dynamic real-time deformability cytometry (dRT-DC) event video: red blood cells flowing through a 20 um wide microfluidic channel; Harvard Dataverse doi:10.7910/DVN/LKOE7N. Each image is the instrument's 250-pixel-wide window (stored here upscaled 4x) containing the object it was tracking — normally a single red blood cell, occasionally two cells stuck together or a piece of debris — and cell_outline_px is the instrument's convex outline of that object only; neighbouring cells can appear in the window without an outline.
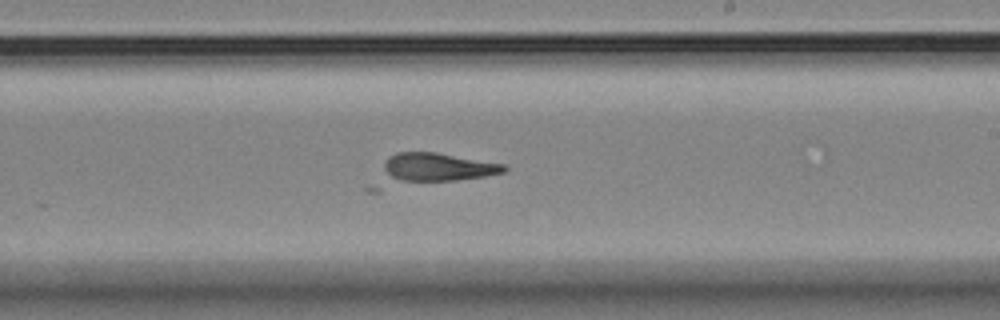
{"species": "Egyptian fruit bat (a non-hibernating species)", "species_latin": "Rousettus aegyptiacus", "temperature_condition": "room temperature", "stored_images_in_passage": 40, "camera_frame_rate_fps": 3000, "um_per_image_px": 0.085, "animal": {"sex": "female"}, "frame": {"image": 1, "passage_image": 17, "time_ms": 5.333, "image_size_px": [1000, 320], "cell_outline_px": [[508, 168], [504, 172], [484, 176], [456, 180], [400, 180], [392, 176], [384, 168], [384, 164], [388, 156], [396, 152], [436, 152], [504, 164]], "centroid_in_image_um": [37.26, 14.17], "position_along_channel_um": 251.7, "area_um2": 19.25}}
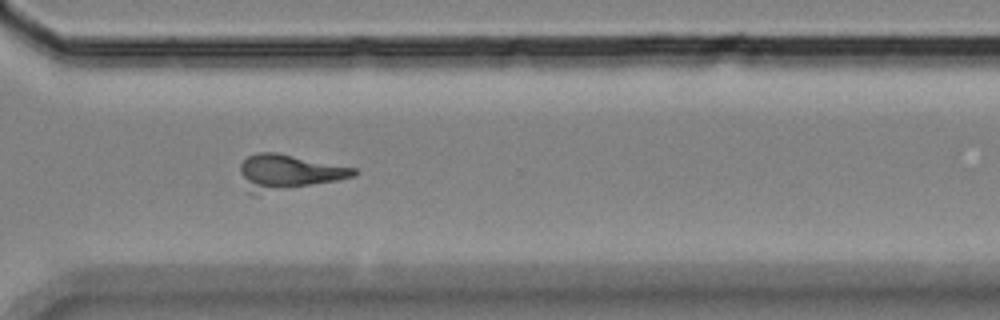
{"frame": {"image": 2, "passage_image": 25, "time_ms": 8.0, "image_size_px": [1000, 320], "cell_outline_px": [[356, 176], [336, 180], [280, 188], [248, 192], [240, 172], [240, 164], [248, 156], [256, 152], [276, 152], [356, 168]], "centroid_in_image_um": [24.5, 14.56], "position_along_channel_um": 346.1, "area_um2": 22.02}}
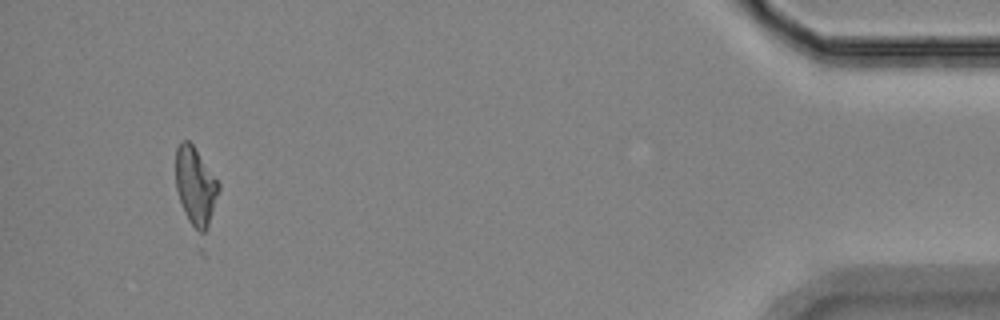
{"frame": {"image": 3, "passage_image": 37, "time_ms": 12.0, "image_size_px": [1000, 320], "cell_outline_px": [[220, 188], [208, 228], [204, 232], [200, 232], [188, 220], [184, 212], [176, 188], [176, 148], [180, 140], [188, 140], [192, 144], [220, 184]], "centroid_in_image_um": [16.61, 15.8], "position_along_channel_um": 418.6, "area_um2": 19.25}}